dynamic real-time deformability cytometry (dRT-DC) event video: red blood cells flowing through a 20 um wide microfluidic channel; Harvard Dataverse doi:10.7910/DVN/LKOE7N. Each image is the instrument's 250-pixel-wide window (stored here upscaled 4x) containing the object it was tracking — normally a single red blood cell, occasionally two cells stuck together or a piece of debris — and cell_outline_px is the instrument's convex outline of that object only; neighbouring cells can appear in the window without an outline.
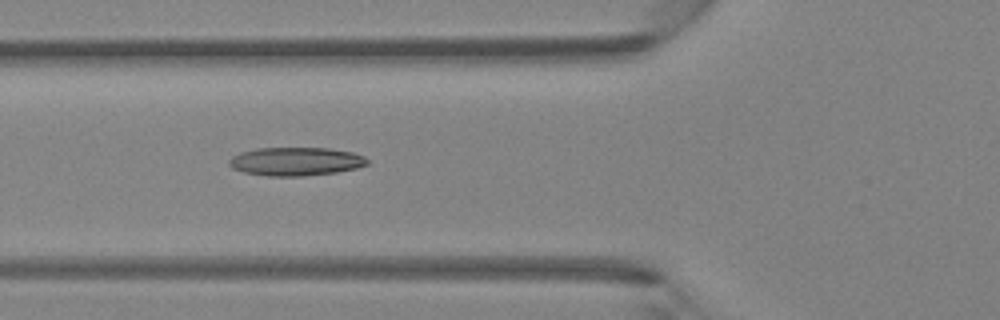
{"species": "Egyptian fruit bat (a non-hibernating species)", "species_latin": "Rousettus aegyptiacus", "temperature_condition": "room temperature", "stored_images_in_passage": 7, "camera_frame_rate_fps": 3000, "um_per_image_px": 0.085, "animal": {"sex": "female"}, "frame": {"image": 1, "passage_image": 6, "time_ms": 5.667, "image_size_px": [1000, 320], "cell_outline_px": [[368, 164], [356, 168], [336, 172], [300, 176], [268, 176], [244, 172], [232, 168], [228, 164], [228, 160], [232, 156], [240, 152], [256, 148], [328, 148], [352, 152], [364, 156], [368, 160]], "centroid_in_image_um": [25.11, 13.72], "position_along_channel_um": 100.7, "area_um2": 22.89}}
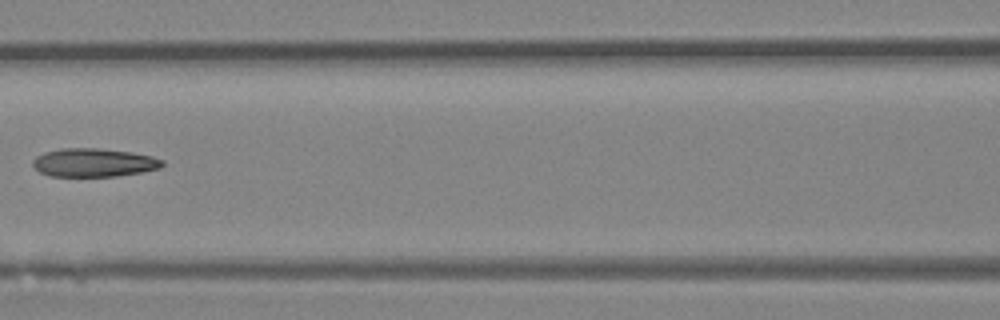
{"frame": {"image": 2, "passage_image": 7, "time_ms": 7.0, "image_size_px": [1000, 320], "cell_outline_px": [[164, 164], [160, 168], [140, 172], [116, 176], [48, 176], [40, 172], [32, 164], [32, 160], [36, 156], [44, 152], [60, 148], [96, 148], [132, 152], [152, 156], [164, 160]], "centroid_in_image_um": [7.96, 13.81], "position_along_channel_um": 158.6, "area_um2": 21.5}}